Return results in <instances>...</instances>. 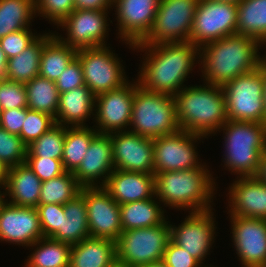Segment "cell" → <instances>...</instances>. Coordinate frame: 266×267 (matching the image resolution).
<instances>
[{
	"instance_id": "38",
	"label": "cell",
	"mask_w": 266,
	"mask_h": 267,
	"mask_svg": "<svg viewBox=\"0 0 266 267\" xmlns=\"http://www.w3.org/2000/svg\"><path fill=\"white\" fill-rule=\"evenodd\" d=\"M27 145L18 136L0 126V161L7 168L26 162Z\"/></svg>"
},
{
	"instance_id": "34",
	"label": "cell",
	"mask_w": 266,
	"mask_h": 267,
	"mask_svg": "<svg viewBox=\"0 0 266 267\" xmlns=\"http://www.w3.org/2000/svg\"><path fill=\"white\" fill-rule=\"evenodd\" d=\"M27 108L56 117L60 93L54 81L36 76L25 83Z\"/></svg>"
},
{
	"instance_id": "47",
	"label": "cell",
	"mask_w": 266,
	"mask_h": 267,
	"mask_svg": "<svg viewBox=\"0 0 266 267\" xmlns=\"http://www.w3.org/2000/svg\"><path fill=\"white\" fill-rule=\"evenodd\" d=\"M27 117V108L0 111V126L11 134L20 136Z\"/></svg>"
},
{
	"instance_id": "54",
	"label": "cell",
	"mask_w": 266,
	"mask_h": 267,
	"mask_svg": "<svg viewBox=\"0 0 266 267\" xmlns=\"http://www.w3.org/2000/svg\"><path fill=\"white\" fill-rule=\"evenodd\" d=\"M0 206L5 202V192L4 191H2L1 192V190L3 189V190H5V187L4 186H0Z\"/></svg>"
},
{
	"instance_id": "56",
	"label": "cell",
	"mask_w": 266,
	"mask_h": 267,
	"mask_svg": "<svg viewBox=\"0 0 266 267\" xmlns=\"http://www.w3.org/2000/svg\"><path fill=\"white\" fill-rule=\"evenodd\" d=\"M112 267H129V266H125L116 262Z\"/></svg>"
},
{
	"instance_id": "21",
	"label": "cell",
	"mask_w": 266,
	"mask_h": 267,
	"mask_svg": "<svg viewBox=\"0 0 266 267\" xmlns=\"http://www.w3.org/2000/svg\"><path fill=\"white\" fill-rule=\"evenodd\" d=\"M114 169L110 134L98 133L73 174L81 187H102Z\"/></svg>"
},
{
	"instance_id": "16",
	"label": "cell",
	"mask_w": 266,
	"mask_h": 267,
	"mask_svg": "<svg viewBox=\"0 0 266 267\" xmlns=\"http://www.w3.org/2000/svg\"><path fill=\"white\" fill-rule=\"evenodd\" d=\"M212 210L190 212L177 227L170 224L171 240L187 250L201 264H204L206 255H209L216 236L217 227Z\"/></svg>"
},
{
	"instance_id": "13",
	"label": "cell",
	"mask_w": 266,
	"mask_h": 267,
	"mask_svg": "<svg viewBox=\"0 0 266 267\" xmlns=\"http://www.w3.org/2000/svg\"><path fill=\"white\" fill-rule=\"evenodd\" d=\"M108 13L102 10H74L57 25L58 29L60 27L66 30L67 38L58 36V33L54 34L76 50L106 46L105 40L109 32Z\"/></svg>"
},
{
	"instance_id": "52",
	"label": "cell",
	"mask_w": 266,
	"mask_h": 267,
	"mask_svg": "<svg viewBox=\"0 0 266 267\" xmlns=\"http://www.w3.org/2000/svg\"><path fill=\"white\" fill-rule=\"evenodd\" d=\"M8 168L0 161V186H6Z\"/></svg>"
},
{
	"instance_id": "2",
	"label": "cell",
	"mask_w": 266,
	"mask_h": 267,
	"mask_svg": "<svg viewBox=\"0 0 266 267\" xmlns=\"http://www.w3.org/2000/svg\"><path fill=\"white\" fill-rule=\"evenodd\" d=\"M261 44L246 35H230L199 48V67L204 82L223 86L259 67Z\"/></svg>"
},
{
	"instance_id": "17",
	"label": "cell",
	"mask_w": 266,
	"mask_h": 267,
	"mask_svg": "<svg viewBox=\"0 0 266 267\" xmlns=\"http://www.w3.org/2000/svg\"><path fill=\"white\" fill-rule=\"evenodd\" d=\"M160 0H113L118 25V38L130 48L150 32Z\"/></svg>"
},
{
	"instance_id": "11",
	"label": "cell",
	"mask_w": 266,
	"mask_h": 267,
	"mask_svg": "<svg viewBox=\"0 0 266 267\" xmlns=\"http://www.w3.org/2000/svg\"><path fill=\"white\" fill-rule=\"evenodd\" d=\"M237 4L199 0L189 42L202 47L226 36L236 34Z\"/></svg>"
},
{
	"instance_id": "49",
	"label": "cell",
	"mask_w": 266,
	"mask_h": 267,
	"mask_svg": "<svg viewBox=\"0 0 266 267\" xmlns=\"http://www.w3.org/2000/svg\"><path fill=\"white\" fill-rule=\"evenodd\" d=\"M256 177L266 185V151L261 156Z\"/></svg>"
},
{
	"instance_id": "8",
	"label": "cell",
	"mask_w": 266,
	"mask_h": 267,
	"mask_svg": "<svg viewBox=\"0 0 266 267\" xmlns=\"http://www.w3.org/2000/svg\"><path fill=\"white\" fill-rule=\"evenodd\" d=\"M228 120L265 124L264 78L260 67L222 86Z\"/></svg>"
},
{
	"instance_id": "42",
	"label": "cell",
	"mask_w": 266,
	"mask_h": 267,
	"mask_svg": "<svg viewBox=\"0 0 266 267\" xmlns=\"http://www.w3.org/2000/svg\"><path fill=\"white\" fill-rule=\"evenodd\" d=\"M36 209L43 237H51L58 229H62L64 205L38 204Z\"/></svg>"
},
{
	"instance_id": "39",
	"label": "cell",
	"mask_w": 266,
	"mask_h": 267,
	"mask_svg": "<svg viewBox=\"0 0 266 267\" xmlns=\"http://www.w3.org/2000/svg\"><path fill=\"white\" fill-rule=\"evenodd\" d=\"M55 125V118L51 115L27 108V117L19 137L28 146Z\"/></svg>"
},
{
	"instance_id": "19",
	"label": "cell",
	"mask_w": 266,
	"mask_h": 267,
	"mask_svg": "<svg viewBox=\"0 0 266 267\" xmlns=\"http://www.w3.org/2000/svg\"><path fill=\"white\" fill-rule=\"evenodd\" d=\"M117 170L154 174L153 139L130 131L110 133Z\"/></svg>"
},
{
	"instance_id": "1",
	"label": "cell",
	"mask_w": 266,
	"mask_h": 267,
	"mask_svg": "<svg viewBox=\"0 0 266 267\" xmlns=\"http://www.w3.org/2000/svg\"><path fill=\"white\" fill-rule=\"evenodd\" d=\"M135 49L145 52L136 80L151 92L174 96L186 86L184 82L192 73L196 59L199 64V47L191 42L133 45Z\"/></svg>"
},
{
	"instance_id": "55",
	"label": "cell",
	"mask_w": 266,
	"mask_h": 267,
	"mask_svg": "<svg viewBox=\"0 0 266 267\" xmlns=\"http://www.w3.org/2000/svg\"><path fill=\"white\" fill-rule=\"evenodd\" d=\"M212 1L237 4L240 0H212Z\"/></svg>"
},
{
	"instance_id": "53",
	"label": "cell",
	"mask_w": 266,
	"mask_h": 267,
	"mask_svg": "<svg viewBox=\"0 0 266 267\" xmlns=\"http://www.w3.org/2000/svg\"><path fill=\"white\" fill-rule=\"evenodd\" d=\"M141 267H168V266L163 261H158V262L143 265Z\"/></svg>"
},
{
	"instance_id": "10",
	"label": "cell",
	"mask_w": 266,
	"mask_h": 267,
	"mask_svg": "<svg viewBox=\"0 0 266 267\" xmlns=\"http://www.w3.org/2000/svg\"><path fill=\"white\" fill-rule=\"evenodd\" d=\"M199 0H160L148 35L135 45L189 42Z\"/></svg>"
},
{
	"instance_id": "29",
	"label": "cell",
	"mask_w": 266,
	"mask_h": 267,
	"mask_svg": "<svg viewBox=\"0 0 266 267\" xmlns=\"http://www.w3.org/2000/svg\"><path fill=\"white\" fill-rule=\"evenodd\" d=\"M146 199L120 205L122 231L152 227L162 224L167 218L160 201Z\"/></svg>"
},
{
	"instance_id": "57",
	"label": "cell",
	"mask_w": 266,
	"mask_h": 267,
	"mask_svg": "<svg viewBox=\"0 0 266 267\" xmlns=\"http://www.w3.org/2000/svg\"><path fill=\"white\" fill-rule=\"evenodd\" d=\"M266 43H264L265 45ZM266 46V45H265ZM265 56V57H264ZM264 56H262V60L266 63V55L264 54Z\"/></svg>"
},
{
	"instance_id": "4",
	"label": "cell",
	"mask_w": 266,
	"mask_h": 267,
	"mask_svg": "<svg viewBox=\"0 0 266 267\" xmlns=\"http://www.w3.org/2000/svg\"><path fill=\"white\" fill-rule=\"evenodd\" d=\"M206 163L197 169L155 174V196L165 207L200 212L212 208L216 183Z\"/></svg>"
},
{
	"instance_id": "45",
	"label": "cell",
	"mask_w": 266,
	"mask_h": 267,
	"mask_svg": "<svg viewBox=\"0 0 266 267\" xmlns=\"http://www.w3.org/2000/svg\"><path fill=\"white\" fill-rule=\"evenodd\" d=\"M168 267H203L187 250L169 241L162 260ZM209 267V266H204ZM211 267V265H210Z\"/></svg>"
},
{
	"instance_id": "41",
	"label": "cell",
	"mask_w": 266,
	"mask_h": 267,
	"mask_svg": "<svg viewBox=\"0 0 266 267\" xmlns=\"http://www.w3.org/2000/svg\"><path fill=\"white\" fill-rule=\"evenodd\" d=\"M37 16L59 25L74 11V0H35Z\"/></svg>"
},
{
	"instance_id": "32",
	"label": "cell",
	"mask_w": 266,
	"mask_h": 267,
	"mask_svg": "<svg viewBox=\"0 0 266 267\" xmlns=\"http://www.w3.org/2000/svg\"><path fill=\"white\" fill-rule=\"evenodd\" d=\"M30 247L35 249L24 263L25 267H69L71 245L42 237Z\"/></svg>"
},
{
	"instance_id": "44",
	"label": "cell",
	"mask_w": 266,
	"mask_h": 267,
	"mask_svg": "<svg viewBox=\"0 0 266 267\" xmlns=\"http://www.w3.org/2000/svg\"><path fill=\"white\" fill-rule=\"evenodd\" d=\"M25 163L42 182L58 177L66 172L62 160L52 158H26Z\"/></svg>"
},
{
	"instance_id": "9",
	"label": "cell",
	"mask_w": 266,
	"mask_h": 267,
	"mask_svg": "<svg viewBox=\"0 0 266 267\" xmlns=\"http://www.w3.org/2000/svg\"><path fill=\"white\" fill-rule=\"evenodd\" d=\"M110 46L77 50L85 85L96 97L99 94L118 89L128 83V77L120 58Z\"/></svg>"
},
{
	"instance_id": "23",
	"label": "cell",
	"mask_w": 266,
	"mask_h": 267,
	"mask_svg": "<svg viewBox=\"0 0 266 267\" xmlns=\"http://www.w3.org/2000/svg\"><path fill=\"white\" fill-rule=\"evenodd\" d=\"M103 189L119 204L155 196V175L114 169Z\"/></svg>"
},
{
	"instance_id": "22",
	"label": "cell",
	"mask_w": 266,
	"mask_h": 267,
	"mask_svg": "<svg viewBox=\"0 0 266 267\" xmlns=\"http://www.w3.org/2000/svg\"><path fill=\"white\" fill-rule=\"evenodd\" d=\"M236 179L228 188L230 201L227 214L266 219V185L256 176H239Z\"/></svg>"
},
{
	"instance_id": "51",
	"label": "cell",
	"mask_w": 266,
	"mask_h": 267,
	"mask_svg": "<svg viewBox=\"0 0 266 267\" xmlns=\"http://www.w3.org/2000/svg\"><path fill=\"white\" fill-rule=\"evenodd\" d=\"M259 67L262 70L263 78H264L263 96H264V110H265V124H266V63L263 60H261Z\"/></svg>"
},
{
	"instance_id": "14",
	"label": "cell",
	"mask_w": 266,
	"mask_h": 267,
	"mask_svg": "<svg viewBox=\"0 0 266 267\" xmlns=\"http://www.w3.org/2000/svg\"><path fill=\"white\" fill-rule=\"evenodd\" d=\"M138 85V81H134V83L128 82L118 89L95 97L93 119H95L94 122L97 125L93 127L98 133L110 134L130 129L134 89Z\"/></svg>"
},
{
	"instance_id": "36",
	"label": "cell",
	"mask_w": 266,
	"mask_h": 267,
	"mask_svg": "<svg viewBox=\"0 0 266 267\" xmlns=\"http://www.w3.org/2000/svg\"><path fill=\"white\" fill-rule=\"evenodd\" d=\"M80 184L71 172L42 182L38 204L64 205L80 193Z\"/></svg>"
},
{
	"instance_id": "20",
	"label": "cell",
	"mask_w": 266,
	"mask_h": 267,
	"mask_svg": "<svg viewBox=\"0 0 266 267\" xmlns=\"http://www.w3.org/2000/svg\"><path fill=\"white\" fill-rule=\"evenodd\" d=\"M43 237L36 207L0 206V241L29 247Z\"/></svg>"
},
{
	"instance_id": "48",
	"label": "cell",
	"mask_w": 266,
	"mask_h": 267,
	"mask_svg": "<svg viewBox=\"0 0 266 267\" xmlns=\"http://www.w3.org/2000/svg\"><path fill=\"white\" fill-rule=\"evenodd\" d=\"M113 0H74V10H102L112 9Z\"/></svg>"
},
{
	"instance_id": "31",
	"label": "cell",
	"mask_w": 266,
	"mask_h": 267,
	"mask_svg": "<svg viewBox=\"0 0 266 267\" xmlns=\"http://www.w3.org/2000/svg\"><path fill=\"white\" fill-rule=\"evenodd\" d=\"M77 50L63 43L53 34L43 45L39 76L56 81L69 63L76 57Z\"/></svg>"
},
{
	"instance_id": "3",
	"label": "cell",
	"mask_w": 266,
	"mask_h": 267,
	"mask_svg": "<svg viewBox=\"0 0 266 267\" xmlns=\"http://www.w3.org/2000/svg\"><path fill=\"white\" fill-rule=\"evenodd\" d=\"M205 84L185 86L174 98L179 128L207 137L215 135L228 118L222 86Z\"/></svg>"
},
{
	"instance_id": "7",
	"label": "cell",
	"mask_w": 266,
	"mask_h": 267,
	"mask_svg": "<svg viewBox=\"0 0 266 267\" xmlns=\"http://www.w3.org/2000/svg\"><path fill=\"white\" fill-rule=\"evenodd\" d=\"M171 240L170 221L157 226L123 231L116 241L117 262L129 267H141L162 261Z\"/></svg>"
},
{
	"instance_id": "46",
	"label": "cell",
	"mask_w": 266,
	"mask_h": 267,
	"mask_svg": "<svg viewBox=\"0 0 266 267\" xmlns=\"http://www.w3.org/2000/svg\"><path fill=\"white\" fill-rule=\"evenodd\" d=\"M59 93L84 86V77L80 61L75 57L55 81Z\"/></svg>"
},
{
	"instance_id": "24",
	"label": "cell",
	"mask_w": 266,
	"mask_h": 267,
	"mask_svg": "<svg viewBox=\"0 0 266 267\" xmlns=\"http://www.w3.org/2000/svg\"><path fill=\"white\" fill-rule=\"evenodd\" d=\"M93 112L95 96L86 85L80 86L60 93L55 122L65 127H88L85 122L94 116Z\"/></svg>"
},
{
	"instance_id": "43",
	"label": "cell",
	"mask_w": 266,
	"mask_h": 267,
	"mask_svg": "<svg viewBox=\"0 0 266 267\" xmlns=\"http://www.w3.org/2000/svg\"><path fill=\"white\" fill-rule=\"evenodd\" d=\"M40 34L32 32V29L26 28L20 31L7 34L0 38V45L7 59L20 54L25 48L31 45Z\"/></svg>"
},
{
	"instance_id": "15",
	"label": "cell",
	"mask_w": 266,
	"mask_h": 267,
	"mask_svg": "<svg viewBox=\"0 0 266 267\" xmlns=\"http://www.w3.org/2000/svg\"><path fill=\"white\" fill-rule=\"evenodd\" d=\"M80 193L87 205L90 237L117 241L122 231L120 205L103 187H82Z\"/></svg>"
},
{
	"instance_id": "30",
	"label": "cell",
	"mask_w": 266,
	"mask_h": 267,
	"mask_svg": "<svg viewBox=\"0 0 266 267\" xmlns=\"http://www.w3.org/2000/svg\"><path fill=\"white\" fill-rule=\"evenodd\" d=\"M236 34L266 43V0H240L237 3Z\"/></svg>"
},
{
	"instance_id": "6",
	"label": "cell",
	"mask_w": 266,
	"mask_h": 267,
	"mask_svg": "<svg viewBox=\"0 0 266 267\" xmlns=\"http://www.w3.org/2000/svg\"><path fill=\"white\" fill-rule=\"evenodd\" d=\"M129 127L128 131L151 139L178 131L174 96L147 91L138 85L134 89Z\"/></svg>"
},
{
	"instance_id": "27",
	"label": "cell",
	"mask_w": 266,
	"mask_h": 267,
	"mask_svg": "<svg viewBox=\"0 0 266 267\" xmlns=\"http://www.w3.org/2000/svg\"><path fill=\"white\" fill-rule=\"evenodd\" d=\"M89 237L87 205L79 193L64 204L62 229H58L50 238L72 246Z\"/></svg>"
},
{
	"instance_id": "18",
	"label": "cell",
	"mask_w": 266,
	"mask_h": 267,
	"mask_svg": "<svg viewBox=\"0 0 266 267\" xmlns=\"http://www.w3.org/2000/svg\"><path fill=\"white\" fill-rule=\"evenodd\" d=\"M229 218L232 242L242 267H266V219Z\"/></svg>"
},
{
	"instance_id": "26",
	"label": "cell",
	"mask_w": 266,
	"mask_h": 267,
	"mask_svg": "<svg viewBox=\"0 0 266 267\" xmlns=\"http://www.w3.org/2000/svg\"><path fill=\"white\" fill-rule=\"evenodd\" d=\"M117 262L116 242L89 237L72 245L69 267H112Z\"/></svg>"
},
{
	"instance_id": "50",
	"label": "cell",
	"mask_w": 266,
	"mask_h": 267,
	"mask_svg": "<svg viewBox=\"0 0 266 267\" xmlns=\"http://www.w3.org/2000/svg\"><path fill=\"white\" fill-rule=\"evenodd\" d=\"M7 57L0 45V78H4L7 66Z\"/></svg>"
},
{
	"instance_id": "35",
	"label": "cell",
	"mask_w": 266,
	"mask_h": 267,
	"mask_svg": "<svg viewBox=\"0 0 266 267\" xmlns=\"http://www.w3.org/2000/svg\"><path fill=\"white\" fill-rule=\"evenodd\" d=\"M97 134L94 127H66L61 159L66 172L74 173L78 169L87 153L89 144Z\"/></svg>"
},
{
	"instance_id": "25",
	"label": "cell",
	"mask_w": 266,
	"mask_h": 267,
	"mask_svg": "<svg viewBox=\"0 0 266 267\" xmlns=\"http://www.w3.org/2000/svg\"><path fill=\"white\" fill-rule=\"evenodd\" d=\"M41 185L42 181L26 163L8 168L5 197L11 199L5 201L15 206L37 207Z\"/></svg>"
},
{
	"instance_id": "33",
	"label": "cell",
	"mask_w": 266,
	"mask_h": 267,
	"mask_svg": "<svg viewBox=\"0 0 266 267\" xmlns=\"http://www.w3.org/2000/svg\"><path fill=\"white\" fill-rule=\"evenodd\" d=\"M36 15L35 0H0V38L29 28Z\"/></svg>"
},
{
	"instance_id": "12",
	"label": "cell",
	"mask_w": 266,
	"mask_h": 267,
	"mask_svg": "<svg viewBox=\"0 0 266 267\" xmlns=\"http://www.w3.org/2000/svg\"><path fill=\"white\" fill-rule=\"evenodd\" d=\"M202 138L208 137L179 129L172 134L153 139L154 175L201 167L203 164L199 162L195 143Z\"/></svg>"
},
{
	"instance_id": "40",
	"label": "cell",
	"mask_w": 266,
	"mask_h": 267,
	"mask_svg": "<svg viewBox=\"0 0 266 267\" xmlns=\"http://www.w3.org/2000/svg\"><path fill=\"white\" fill-rule=\"evenodd\" d=\"M27 108L25 85L19 82L0 79V111Z\"/></svg>"
},
{
	"instance_id": "5",
	"label": "cell",
	"mask_w": 266,
	"mask_h": 267,
	"mask_svg": "<svg viewBox=\"0 0 266 267\" xmlns=\"http://www.w3.org/2000/svg\"><path fill=\"white\" fill-rule=\"evenodd\" d=\"M220 130L225 141L224 167L237 177L256 176L266 151V124L228 120Z\"/></svg>"
},
{
	"instance_id": "37",
	"label": "cell",
	"mask_w": 266,
	"mask_h": 267,
	"mask_svg": "<svg viewBox=\"0 0 266 267\" xmlns=\"http://www.w3.org/2000/svg\"><path fill=\"white\" fill-rule=\"evenodd\" d=\"M66 127L55 125L27 147L26 158H52L61 160L65 143Z\"/></svg>"
},
{
	"instance_id": "28",
	"label": "cell",
	"mask_w": 266,
	"mask_h": 267,
	"mask_svg": "<svg viewBox=\"0 0 266 267\" xmlns=\"http://www.w3.org/2000/svg\"><path fill=\"white\" fill-rule=\"evenodd\" d=\"M53 34L54 32L40 34L20 54L8 59L4 79L25 84L38 76L43 45Z\"/></svg>"
}]
</instances>
